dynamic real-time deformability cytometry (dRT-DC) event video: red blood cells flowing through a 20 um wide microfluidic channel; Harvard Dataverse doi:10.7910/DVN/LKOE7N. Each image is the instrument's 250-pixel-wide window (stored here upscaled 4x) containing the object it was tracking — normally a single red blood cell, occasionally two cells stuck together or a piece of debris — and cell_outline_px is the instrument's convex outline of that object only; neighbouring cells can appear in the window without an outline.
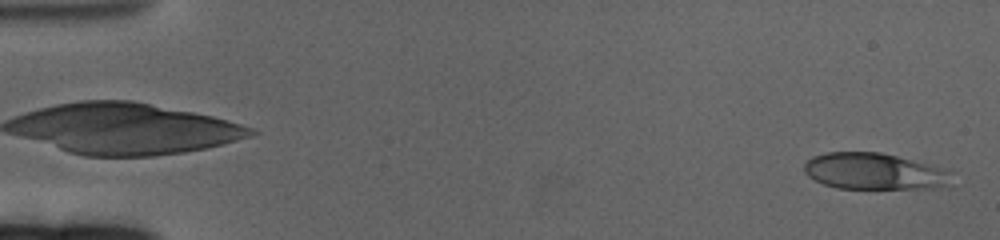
{"species": "human", "species_latin": "Homo sapiens", "temperature_condition": "cold", "stored_images_in_passage": 62, "camera_frame_rate_fps": 3000, "um_per_image_px": 0.085, "donor": {"sex": "female"}, "frame": {"image": 1, "passage_image": 2, "time_ms": 0.333, "image_size_px": [1000, 240], "cell_outline_px": [[944, 184], [932, 188], [836, 188], [824, 184], [808, 176], [804, 172], [804, 164], [812, 156], [824, 152], [880, 152], [928, 164], [944, 172]], "centroid_in_image_um": [74.08, 14.54], "position_along_channel_um": 10.9, "area_um2": 30.17}}
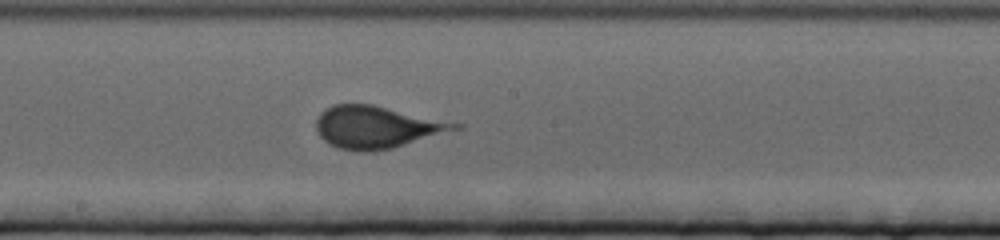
{"frame": {"image": 2, "passage_image": 34, "time_ms": 11.0, "image_size_px": [1000, 240], "cell_outline_px": [[464, 128], [392, 148], [372, 152], [360, 152], [336, 148], [328, 144], [316, 132], [316, 120], [320, 112], [332, 104], [372, 104], [464, 124]], "centroid_in_image_um": [32.02, 10.81], "position_along_channel_um": 216.2, "area_um2": 34.51}}
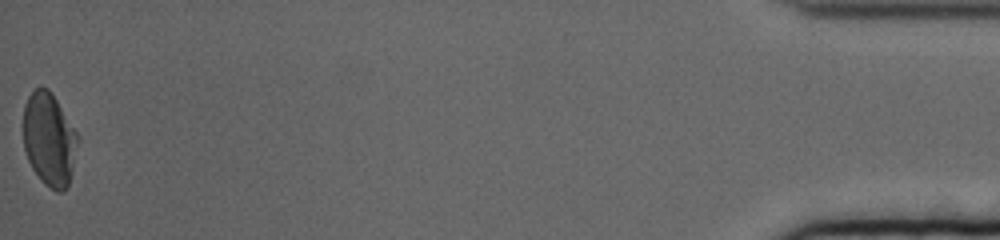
{"frame": {"image": 3, "passage_image": 62, "time_ms": 20.333, "image_size_px": [1000, 240], "cell_outline_px": [[76, 140], [72, 168], [68, 184], [64, 192], [56, 192], [44, 184], [40, 180], [32, 168], [28, 160], [24, 148], [24, 104], [28, 96], [40, 84], [48, 88], [56, 100], [76, 132]], "centroid_in_image_um": [4.13, 11.84], "position_along_channel_um": 431.1, "area_um2": 29.02}}